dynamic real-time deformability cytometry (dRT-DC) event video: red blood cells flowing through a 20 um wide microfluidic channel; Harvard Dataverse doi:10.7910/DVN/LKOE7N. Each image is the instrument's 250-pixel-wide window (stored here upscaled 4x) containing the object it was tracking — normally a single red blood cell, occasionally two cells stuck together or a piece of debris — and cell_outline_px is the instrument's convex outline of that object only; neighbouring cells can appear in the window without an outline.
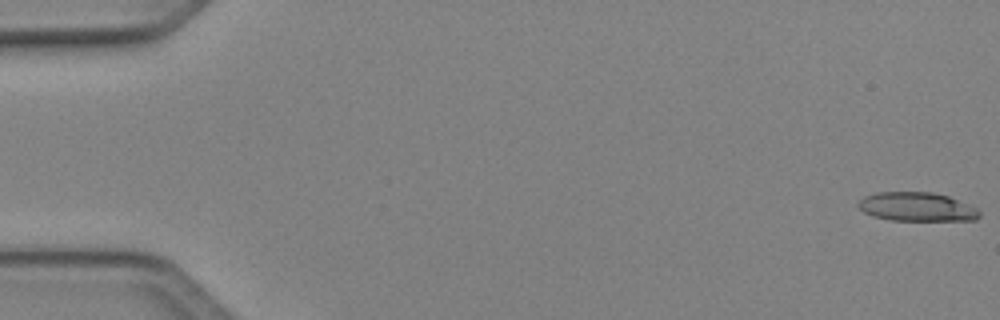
{"species": "Egyptian fruit bat (a non-hibernating species)", "species_latin": "Rousettus aegyptiacus", "temperature_condition": "cold", "stored_images_in_passage": 50, "camera_frame_rate_fps": 3000, "um_per_image_px": 0.085, "animal": {"sex": "female"}, "frame": {"image": 1, "passage_image": 1, "time_ms": 0.0, "image_size_px": [1000, 320], "cell_outline_px": [[980, 216], [976, 220], [892, 220], [872, 216], [864, 212], [856, 204], [864, 196], [876, 192], [932, 192], [948, 196], [976, 208], [980, 212]], "centroid_in_image_um": [77.9, 17.58], "position_along_channel_um": 7.1, "area_um2": 20.29}}
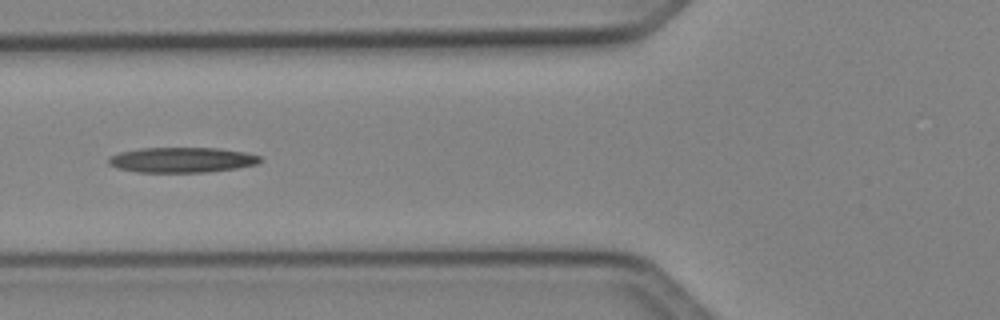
{"frame": {"image": 2, "passage_image": 20, "time_ms": 6.333, "image_size_px": [1000, 320], "cell_outline_px": [[264, 160], [256, 164], [236, 168], [208, 172], [136, 172], [120, 168], [108, 164], [108, 160], [112, 156], [120, 152], [140, 148], [216, 148], [244, 152], [260, 156]], "centroid_in_image_um": [15.48, 13.59], "position_along_channel_um": 110.3, "area_um2": 22.14}}
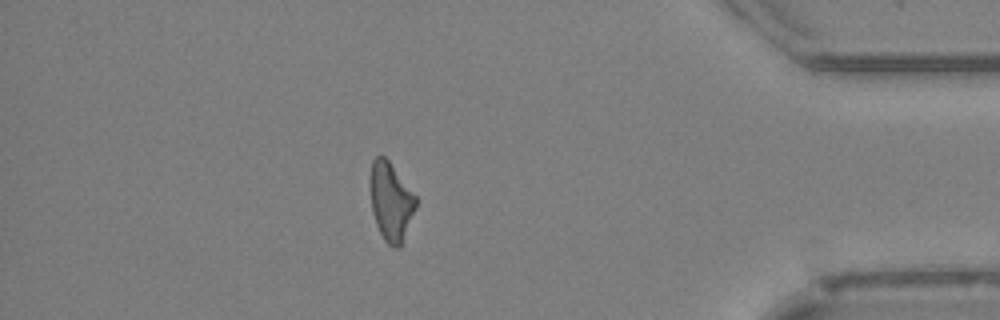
{"frame": {"image": 3, "passage_image": 44, "time_ms": 14.333, "image_size_px": [1000, 320], "cell_outline_px": [[416, 208], [400, 248], [392, 248], [384, 240], [376, 224], [372, 212], [372, 160], [376, 156], [384, 156], [388, 160], [416, 196]], "centroid_in_image_um": [33.25, 17.18], "position_along_channel_um": 401.9, "area_um2": 20.35}}